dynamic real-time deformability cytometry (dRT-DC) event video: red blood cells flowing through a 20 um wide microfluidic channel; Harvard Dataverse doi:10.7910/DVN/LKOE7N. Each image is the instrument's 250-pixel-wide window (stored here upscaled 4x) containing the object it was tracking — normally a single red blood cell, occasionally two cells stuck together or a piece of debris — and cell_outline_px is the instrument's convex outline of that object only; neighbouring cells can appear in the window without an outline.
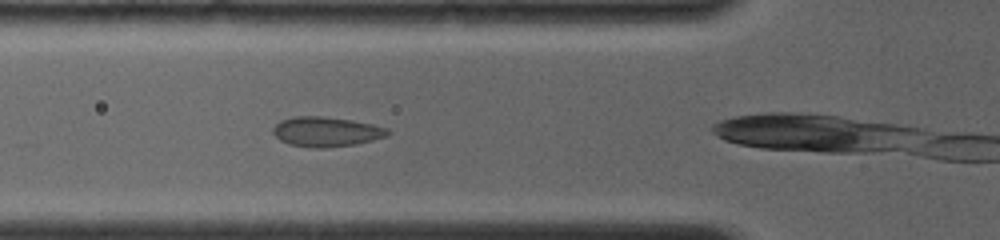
{"species": "common noctule bat (a hibernating species)", "species_latin": "Nyctalus noctula", "temperature_condition": "room temperature", "stored_images_in_passage": 4, "camera_frame_rate_fps": 4000, "um_per_image_px": 0.085, "animal": {"sex": "female", "body_mass_g": 19.0, "forearm_length_mm": 56.7}, "frame": {"image": 1, "passage_image": 3, "time_ms": 1.0, "image_size_px": [1000, 240], "cell_outline_px": [[392, 132], [388, 136], [356, 144], [324, 148], [316, 148], [288, 144], [280, 140], [272, 132], [272, 128], [280, 120], [296, 116], [324, 116], [352, 120], [372, 124], [388, 128]], "centroid_in_image_um": [27.74, 11.19], "position_along_channel_um": 98.1, "area_um2": 20.06}}